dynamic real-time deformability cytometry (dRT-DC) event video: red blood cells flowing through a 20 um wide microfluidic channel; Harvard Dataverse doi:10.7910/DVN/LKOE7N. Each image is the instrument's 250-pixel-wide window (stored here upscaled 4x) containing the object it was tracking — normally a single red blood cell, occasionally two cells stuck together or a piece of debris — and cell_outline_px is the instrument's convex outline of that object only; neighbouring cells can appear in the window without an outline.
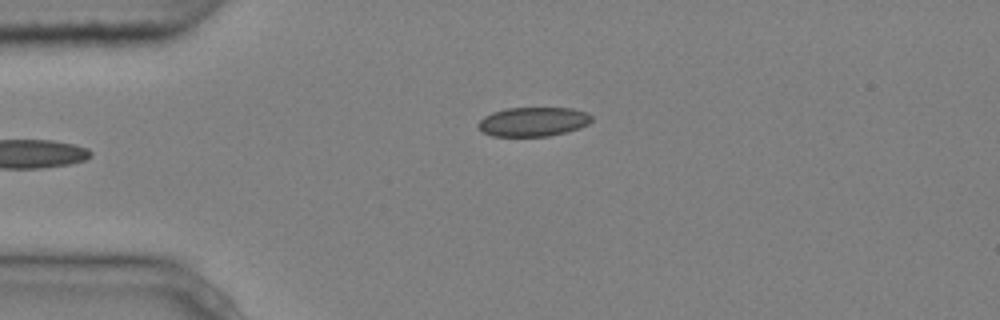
{"species": "common noctule bat (a hibernating species)", "species_latin": "Nyctalus noctula", "temperature_condition": "cold", "stored_images_in_passage": 3, "camera_frame_rate_fps": 3000, "um_per_image_px": 0.085, "animal": {"sex": "male", "body_mass_g": 20.4}, "frame": {"image": 1, "passage_image": 3, "time_ms": 0.667, "image_size_px": [1000, 320], "cell_outline_px": [[592, 120], [588, 124], [580, 128], [568, 132], [548, 136], [492, 136], [484, 132], [476, 124], [484, 116], [492, 112], [508, 108], [572, 108], [588, 112], [592, 116]], "centroid_in_image_um": [45.35, 10.34], "position_along_channel_um": 39.6, "area_um2": 19.42}}